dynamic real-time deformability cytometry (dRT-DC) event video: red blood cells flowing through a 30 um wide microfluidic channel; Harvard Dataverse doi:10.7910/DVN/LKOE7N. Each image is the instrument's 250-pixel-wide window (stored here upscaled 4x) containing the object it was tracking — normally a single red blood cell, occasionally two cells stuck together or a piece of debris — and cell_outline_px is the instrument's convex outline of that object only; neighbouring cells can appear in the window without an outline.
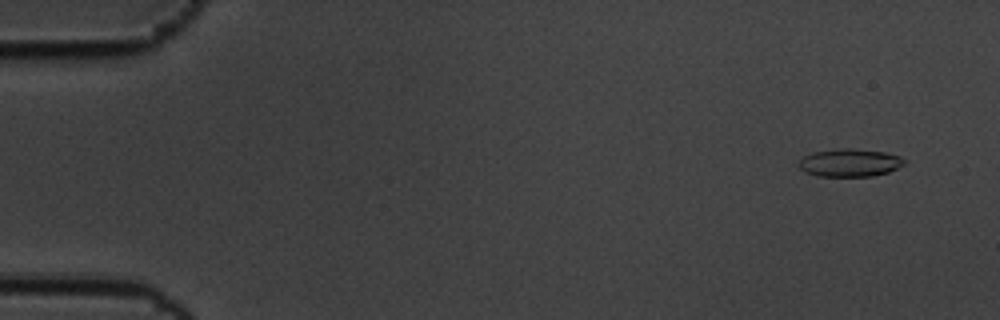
{"species": "common noctule bat (a hibernating species)", "species_latin": "Nyctalus noctula", "temperature_condition": "cold", "stored_images_in_passage": 5, "camera_frame_rate_fps": 3000, "um_per_image_px": 0.085, "animal": {"sex": "male", "body_mass_g": 19.5, "forearm_length_mm": 54.6}, "frame": {"image": 1, "passage_image": 1, "time_ms": 0.0, "image_size_px": [1000, 320], "cell_outline_px": [[904, 164], [888, 172], [872, 176], [816, 176], [804, 172], [796, 164], [804, 156], [812, 152], [836, 148], [852, 148], [884, 152], [900, 156], [904, 160]], "centroid_in_image_um": [72.17, 13.82], "position_along_channel_um": 12.8, "area_um2": 17.22}}
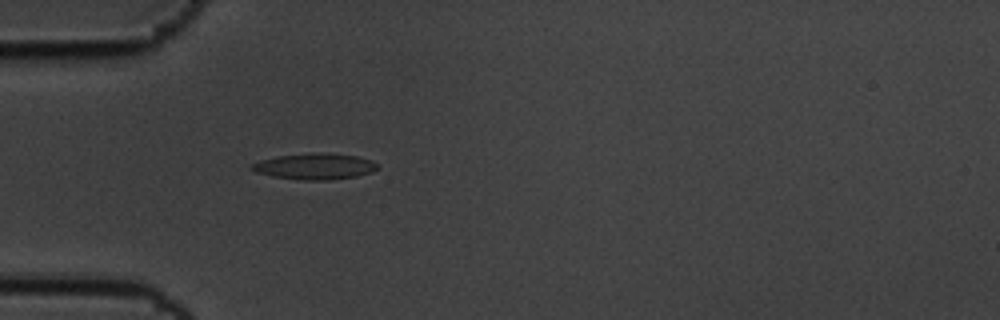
{"frame": {"image": 2, "passage_image": 5, "time_ms": 1.333, "image_size_px": [1000, 320], "cell_outline_px": [[380, 168], [372, 172], [356, 176], [328, 180], [300, 180], [272, 176], [256, 172], [248, 168], [252, 164], [260, 160], [276, 156], [312, 152], [324, 152], [356, 156], [372, 160]], "centroid_in_image_um": [26.75, 14.13], "position_along_channel_um": 58.3, "area_um2": 19.31}}